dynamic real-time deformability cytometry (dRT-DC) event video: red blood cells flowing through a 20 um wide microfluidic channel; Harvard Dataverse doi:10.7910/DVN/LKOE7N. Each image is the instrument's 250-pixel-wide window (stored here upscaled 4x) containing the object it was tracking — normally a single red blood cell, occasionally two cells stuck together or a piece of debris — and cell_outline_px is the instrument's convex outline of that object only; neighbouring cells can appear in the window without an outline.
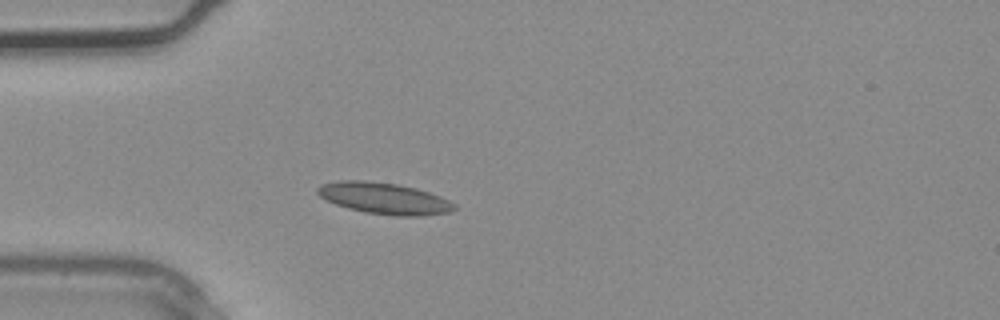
{"species": "common noctule bat (a hibernating species)", "species_latin": "Nyctalus noctula", "temperature_condition": "warm", "stored_images_in_passage": 3, "camera_frame_rate_fps": 3000, "um_per_image_px": 0.085, "animal": {"sex": "male", "body_mass_g": 20.4}, "frame": {"image": 1, "passage_image": 3, "time_ms": 0.667, "image_size_px": [1000, 320], "cell_outline_px": [[456, 208], [448, 212], [424, 216], [396, 216], [368, 212], [348, 208], [336, 204], [320, 196], [316, 192], [316, 188], [320, 184], [336, 180], [364, 180], [396, 184], [416, 188], [440, 196], [456, 204]], "centroid_in_image_um": [32.64, 16.85], "position_along_channel_um": 52.4, "area_um2": 24.97}}